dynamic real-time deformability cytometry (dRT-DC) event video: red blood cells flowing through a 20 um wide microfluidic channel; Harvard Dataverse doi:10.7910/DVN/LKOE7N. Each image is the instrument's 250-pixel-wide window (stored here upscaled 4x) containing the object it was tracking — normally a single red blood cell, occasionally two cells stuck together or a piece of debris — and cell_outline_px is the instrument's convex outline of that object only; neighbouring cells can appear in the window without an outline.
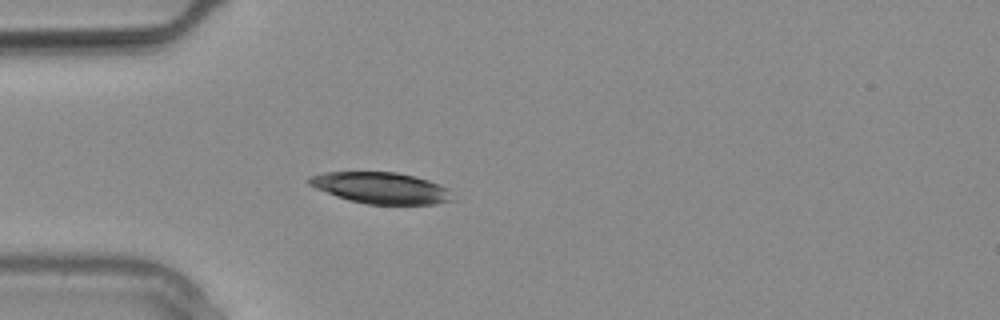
{"species": "common noctule bat (a hibernating species)", "species_latin": "Nyctalus noctula", "temperature_condition": "warm", "stored_images_in_passage": 9, "camera_frame_rate_fps": 3000, "um_per_image_px": 0.085, "animal": {"sex": "male", "body_mass_g": 20.4}, "frame": {"image": 1, "passage_image": 2, "time_ms": 0.333, "image_size_px": [1000, 320], "cell_outline_px": [[456, 200], [436, 204], [368, 204], [348, 200], [336, 196], [316, 188], [308, 184], [308, 176], [324, 172], [396, 172], [416, 176], [440, 184], [448, 188]], "centroid_in_image_um": [32.42, 15.97], "position_along_channel_um": 52.6, "area_um2": 26.36}}